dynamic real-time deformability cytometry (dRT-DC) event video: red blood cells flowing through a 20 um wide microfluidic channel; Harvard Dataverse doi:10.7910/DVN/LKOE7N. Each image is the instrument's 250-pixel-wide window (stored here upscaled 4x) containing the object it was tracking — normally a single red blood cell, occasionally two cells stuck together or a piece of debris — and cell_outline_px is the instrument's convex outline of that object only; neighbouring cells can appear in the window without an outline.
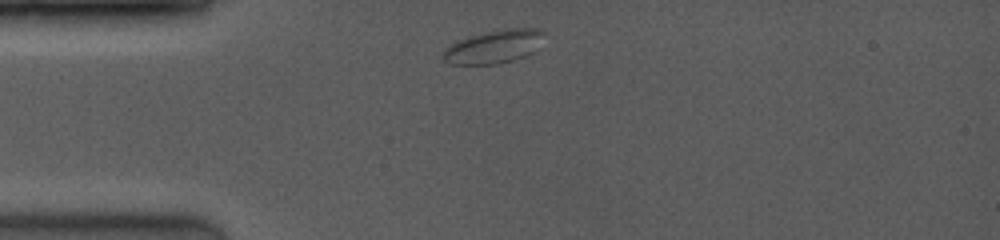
{"species": "common noctule bat (a hibernating species)", "species_latin": "Nyctalus noctula", "temperature_condition": "room temperature", "stored_images_in_passage": 5, "camera_frame_rate_fps": 4000, "um_per_image_px": 0.085, "animal": {"sex": "female", "body_mass_g": 19.0, "forearm_length_mm": 53.3}, "frame": {"image": 1, "passage_image": 1, "time_ms": 0.0, "image_size_px": [1000, 240], "cell_outline_px": [[544, 32], [536, 52], [528, 56], [496, 64], [448, 64], [440, 60], [440, 52], [444, 48], [460, 40], [472, 36], [504, 28], [540, 28]], "centroid_in_image_um": [41.96, 3.98], "position_along_channel_um": 43.0, "area_um2": 19.83}}
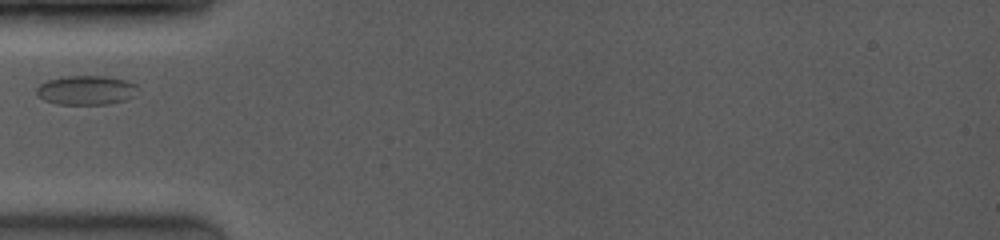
{"frame": {"image": 2, "passage_image": 3, "time_ms": 0.5, "image_size_px": [1000, 240], "cell_outline_px": [[136, 96], [112, 104], [56, 104], [44, 100], [36, 96], [36, 88], [40, 84], [48, 80], [68, 76], [100, 76], [124, 80], [132, 84]], "centroid_in_image_um": [7.24, 7.69], "position_along_channel_um": 77.8, "area_um2": 16.99}}